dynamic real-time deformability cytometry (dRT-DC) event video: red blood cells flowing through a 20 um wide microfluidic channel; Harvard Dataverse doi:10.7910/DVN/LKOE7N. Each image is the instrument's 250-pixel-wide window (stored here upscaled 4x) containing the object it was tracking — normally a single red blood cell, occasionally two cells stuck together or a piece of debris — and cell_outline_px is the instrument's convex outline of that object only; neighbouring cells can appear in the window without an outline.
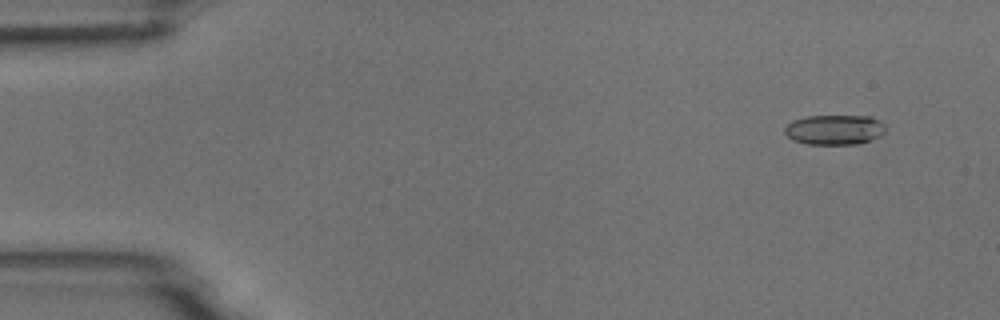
{"species": "common noctule bat (a hibernating species)", "species_latin": "Nyctalus noctula", "temperature_condition": "room temperature", "stored_images_in_passage": 7, "camera_frame_rate_fps": 3000, "um_per_image_px": 0.085, "animal": {"sex": "male", "body_mass_g": 18.8}, "frame": {"image": 1, "passage_image": 2, "time_ms": 0.333, "image_size_px": [1000, 320], "cell_outline_px": [[888, 128], [880, 136], [872, 140], [856, 144], [808, 144], [792, 140], [784, 132], [784, 128], [792, 120], [808, 116], [872, 116], [880, 120]], "centroid_in_image_um": [70.97, 11.02], "position_along_channel_um": 14.0, "area_um2": 17.8}}
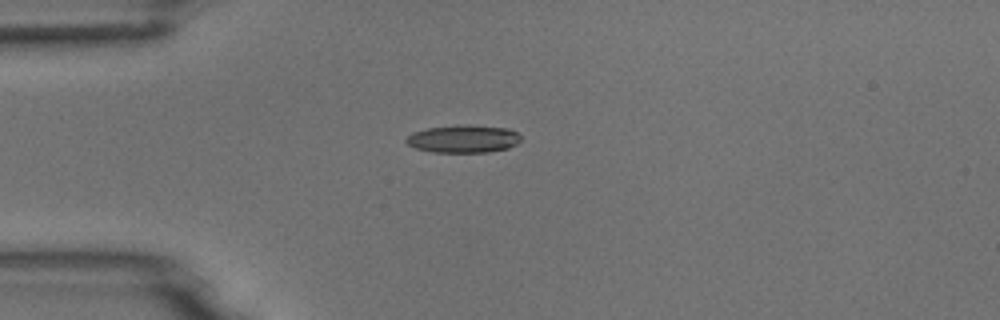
{"frame": {"image": 2, "passage_image": 5, "time_ms": 1.333, "image_size_px": [1000, 320], "cell_outline_px": [[520, 140], [516, 144], [508, 148], [488, 152], [432, 152], [416, 148], [408, 144], [404, 140], [412, 132], [428, 128], [508, 128], [516, 132], [520, 136]], "centroid_in_image_um": [39.36, 11.87], "position_along_channel_um": 45.6, "area_um2": 17.34}}
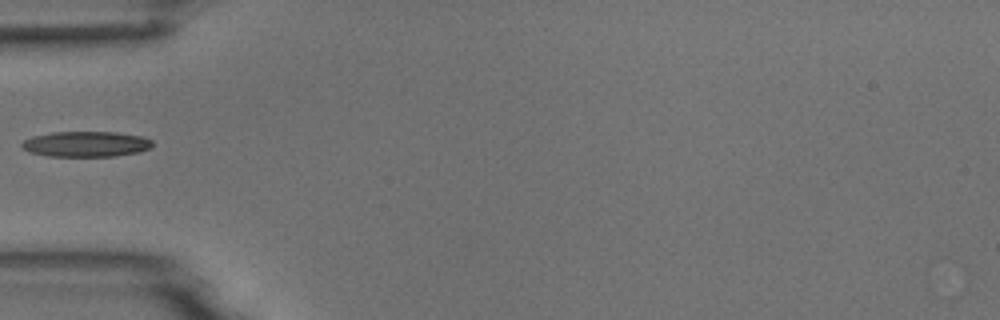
{"frame": {"image": 3, "passage_image": 6, "time_ms": 1.667, "image_size_px": [1000, 320], "cell_outline_px": [[152, 148], [140, 152], [116, 156], [48, 156], [28, 152], [20, 144], [24, 140], [32, 136], [52, 132], [116, 132], [144, 136], [152, 140]], "centroid_in_image_um": [7.34, 12.24], "position_along_channel_um": 77.7, "area_um2": 19.59}}